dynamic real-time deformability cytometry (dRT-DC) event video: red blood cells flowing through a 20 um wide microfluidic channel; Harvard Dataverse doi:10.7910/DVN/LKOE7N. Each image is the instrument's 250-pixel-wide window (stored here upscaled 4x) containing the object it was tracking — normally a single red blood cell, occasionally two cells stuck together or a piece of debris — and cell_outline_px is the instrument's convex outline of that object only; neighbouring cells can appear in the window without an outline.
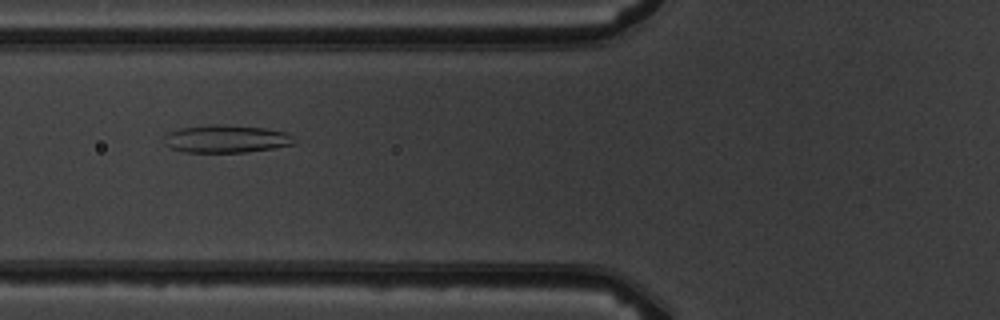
{"species": "common noctule bat (a hibernating species)", "species_latin": "Nyctalus noctula", "temperature_condition": "warm", "stored_images_in_passage": 7, "camera_frame_rate_fps": 3000, "um_per_image_px": 0.085, "animal": {"sex": "male", "body_mass_g": 19.5, "forearm_length_mm": 54.6}, "frame": {"image": 1, "passage_image": 6, "time_ms": 6.0, "image_size_px": [1000, 320], "cell_outline_px": [[296, 144], [272, 148], [244, 152], [184, 152], [168, 148], [164, 144], [164, 136], [168, 132], [180, 128], [208, 124], [224, 124], [264, 128], [284, 132], [292, 136]], "centroid_in_image_um": [19.16, 11.8], "position_along_channel_um": 106.6, "area_um2": 21.15}}